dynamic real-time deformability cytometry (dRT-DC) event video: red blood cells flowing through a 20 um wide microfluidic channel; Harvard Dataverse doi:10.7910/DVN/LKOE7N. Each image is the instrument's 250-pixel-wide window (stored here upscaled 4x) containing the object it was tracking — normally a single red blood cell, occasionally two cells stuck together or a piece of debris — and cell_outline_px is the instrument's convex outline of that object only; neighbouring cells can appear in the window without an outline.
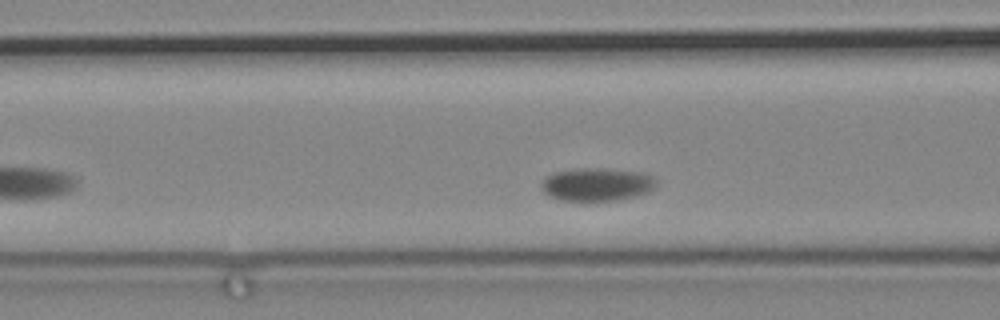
{"species": "common noctule bat (a hibernating species)", "species_latin": "Nyctalus noctula", "temperature_condition": "cold", "stored_images_in_passage": 43, "camera_frame_rate_fps": 3000, "um_per_image_px": 0.085, "animal": {"sex": "male", "body_mass_g": 19.2, "forearm_length_mm": 51.8}, "frame": {"image": 1, "passage_image": 12, "time_ms": 3.667, "image_size_px": [1000, 320], "cell_outline_px": [[656, 184], [648, 192], [616, 200], [560, 200], [548, 196], [540, 188], [540, 184], [548, 176], [556, 172], [576, 168], [604, 168], [644, 172], [652, 176], [656, 180]], "centroid_in_image_um": [50.72, 15.66], "position_along_channel_um": 115.9, "area_um2": 22.02}}
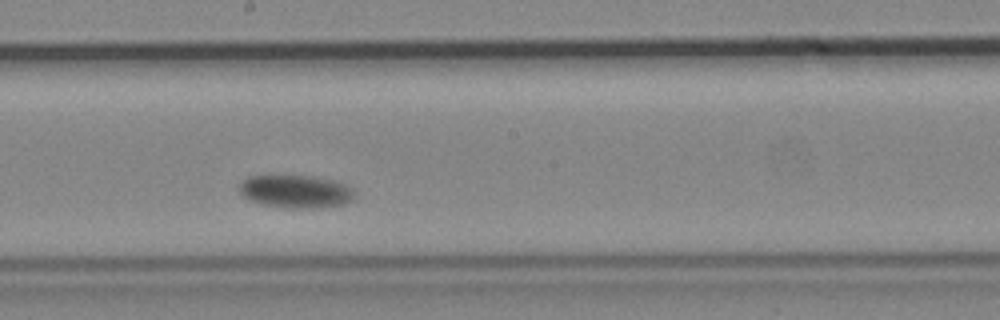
{"frame": {"image": 2, "passage_image": 24, "time_ms": 7.667, "image_size_px": [1000, 320], "cell_outline_px": [[356, 196], [352, 200], [344, 204], [320, 208], [284, 208], [260, 204], [248, 200], [240, 192], [240, 184], [248, 176], [312, 176], [332, 180], [344, 184], [356, 192]], "centroid_in_image_um": [25.15, 16.29], "position_along_channel_um": 223.0, "area_um2": 22.2}}
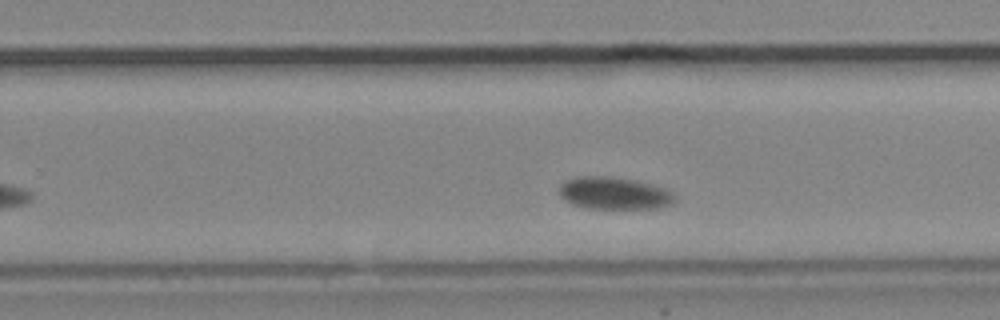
{"frame": {"image": 3, "passage_image": 30, "time_ms": 9.667, "image_size_px": [1000, 320], "cell_outline_px": [[676, 196], [672, 204], [660, 208], [584, 208], [572, 204], [560, 196], [560, 184], [564, 180], [576, 176], [608, 176], [632, 180], [652, 184], [668, 188]], "centroid_in_image_um": [52.21, 16.42], "position_along_channel_um": 277.6, "area_um2": 21.91}}